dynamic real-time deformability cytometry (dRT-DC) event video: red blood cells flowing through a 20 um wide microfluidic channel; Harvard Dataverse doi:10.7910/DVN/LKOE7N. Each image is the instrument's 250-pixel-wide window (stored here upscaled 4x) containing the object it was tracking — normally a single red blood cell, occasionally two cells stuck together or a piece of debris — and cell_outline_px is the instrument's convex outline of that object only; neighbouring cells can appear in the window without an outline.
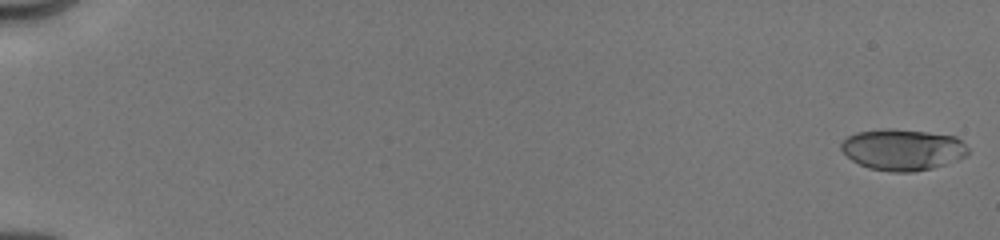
{"species": "human", "species_latin": "Homo sapiens", "temperature_condition": "cold", "stored_images_in_passage": 45, "camera_frame_rate_fps": 3000, "um_per_image_px": 0.085, "donor": {"sex": "male"}, "frame": {"image": 1, "passage_image": 1, "time_ms": 0.0, "image_size_px": [1000, 240], "cell_outline_px": [[968, 152], [964, 156], [944, 164], [932, 168], [912, 172], [892, 172], [868, 168], [852, 160], [840, 148], [840, 144], [848, 136], [856, 132], [888, 128], [892, 128], [928, 132], [956, 136], [968, 148]], "centroid_in_image_um": [76.7, 12.71], "position_along_channel_um": 8.3, "area_um2": 30.35}}
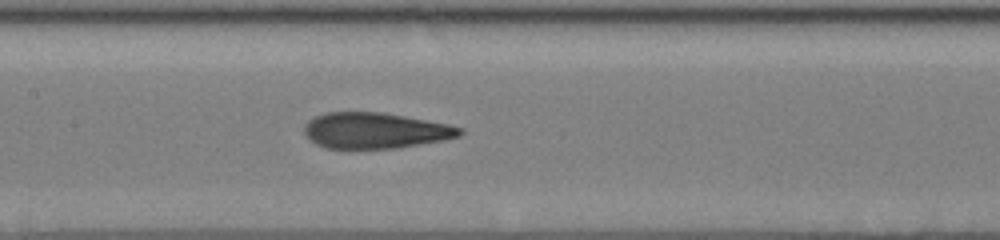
{"frame": {"image": 2, "passage_image": 16, "time_ms": 9.0, "image_size_px": [1000, 240], "cell_outline_px": [[464, 132], [460, 136], [444, 140], [396, 148], [324, 148], [308, 140], [304, 132], [304, 124], [308, 120], [324, 112], [380, 112], [404, 116], [448, 124], [464, 128]], "centroid_in_image_um": [31.87, 11.1], "position_along_channel_um": 175.5, "area_um2": 32.6}}
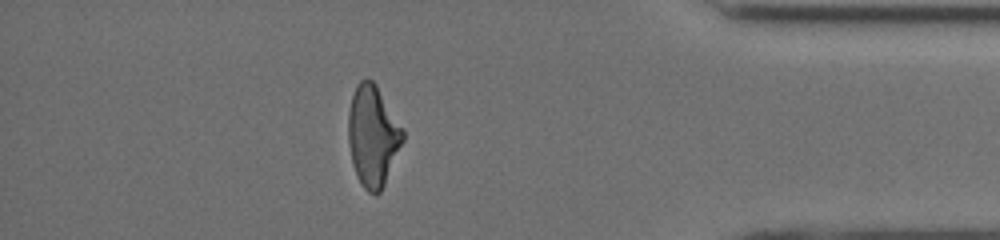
{"frame": {"image": 3, "passage_image": 35, "time_ms": 15.333, "image_size_px": [1000, 240], "cell_outline_px": [[404, 140], [384, 184], [380, 192], [376, 196], [368, 192], [364, 188], [352, 164], [348, 140], [348, 112], [352, 96], [356, 84], [360, 80], [372, 80], [376, 84], [404, 128]], "centroid_in_image_um": [31.69, 11.53], "position_along_channel_um": 403.5, "area_um2": 32.08}, "authors_computed_cell_mechanics": {"area_um2": 31.9056, "velocity_mm_per_s": 4.035, "shape_relaxation_time_tau1_ms": 5.5428, "shape_relaxation_time_tau2_ms": 1.2044, "deformation_change_tau1": 0.1712, "deformation_change_tau2": 0.0719}}